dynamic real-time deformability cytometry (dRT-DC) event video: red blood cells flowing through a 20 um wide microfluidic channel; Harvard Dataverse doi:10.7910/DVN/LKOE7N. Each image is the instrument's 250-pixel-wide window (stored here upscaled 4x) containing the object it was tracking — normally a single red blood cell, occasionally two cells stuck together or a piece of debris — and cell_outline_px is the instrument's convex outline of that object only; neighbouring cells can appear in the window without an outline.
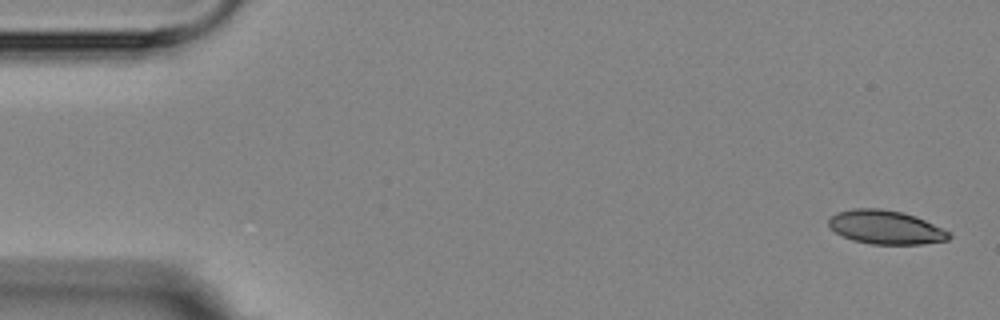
{"species": "Egyptian fruit bat (a non-hibernating species)", "species_latin": "Rousettus aegyptiacus", "temperature_condition": "room temperature", "stored_images_in_passage": 15, "camera_frame_rate_fps": 3000, "um_per_image_px": 0.085, "animal": {"sex": "female"}, "frame": {"image": 1, "passage_image": 1, "time_ms": 0.0, "image_size_px": [1000, 320], "cell_outline_px": [[952, 236], [948, 240], [924, 244], [872, 244], [852, 240], [836, 232], [828, 224], [828, 220], [836, 212], [852, 208], [880, 208], [900, 212], [916, 216], [952, 232]], "centroid_in_image_um": [75.32, 19.31], "position_along_channel_um": 9.7, "area_um2": 23.76}}
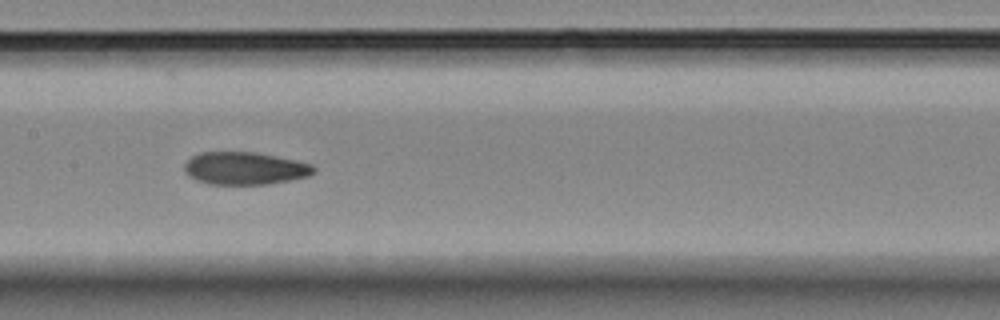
{"frame": {"image": 2, "passage_image": 7, "time_ms": 8.333, "image_size_px": [1000, 320], "cell_outline_px": [[316, 172], [308, 176], [268, 184], [212, 184], [196, 180], [188, 176], [184, 172], [184, 164], [192, 156], [200, 152], [256, 152], [296, 160], [312, 164], [316, 168]], "centroid_in_image_um": [20.8, 14.3], "position_along_channel_um": 186.6, "area_um2": 24.62}}
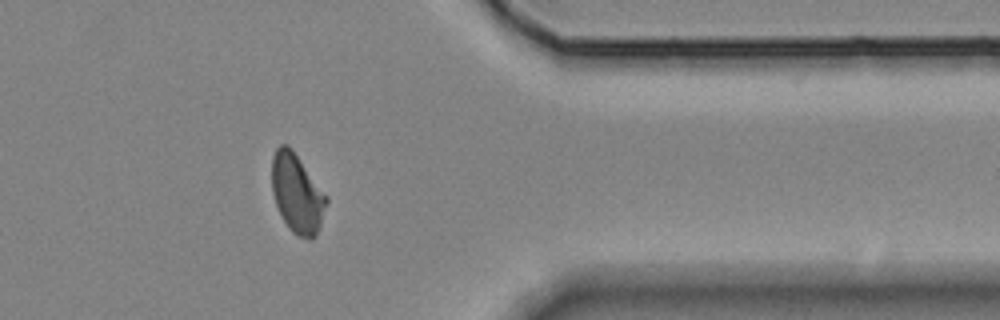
{"frame": {"image": 3, "passage_image": 12, "time_ms": 14.333, "image_size_px": [1000, 320], "cell_outline_px": [[328, 200], [320, 228], [316, 236], [312, 240], [308, 240], [296, 236], [288, 228], [276, 204], [272, 192], [272, 156], [276, 148], [280, 144], [288, 144], [292, 148], [328, 196]], "centroid_in_image_um": [25.27, 16.46], "position_along_channel_um": 386.1, "area_um2": 25.49}}